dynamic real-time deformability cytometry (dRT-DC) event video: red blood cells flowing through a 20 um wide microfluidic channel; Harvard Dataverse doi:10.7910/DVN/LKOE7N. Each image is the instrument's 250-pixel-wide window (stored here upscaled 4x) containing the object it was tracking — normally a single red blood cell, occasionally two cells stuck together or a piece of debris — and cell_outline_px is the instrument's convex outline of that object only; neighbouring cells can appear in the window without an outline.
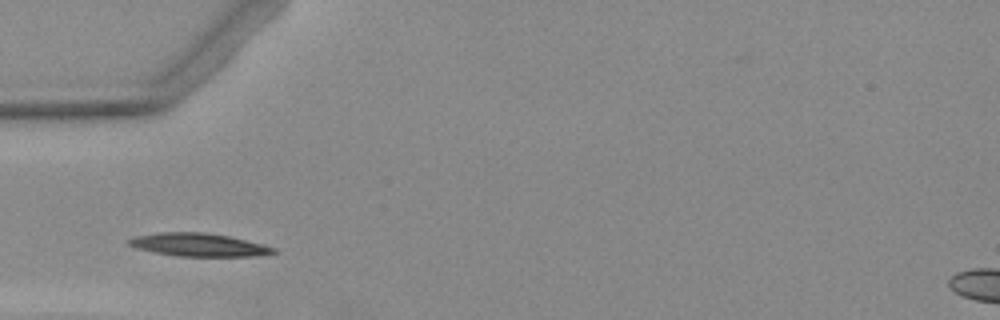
{"species": "Egyptian fruit bat (a non-hibernating species)", "species_latin": "Rousettus aegyptiacus", "temperature_condition": "warm", "stored_images_in_passage": 3, "camera_frame_rate_fps": 3000, "um_per_image_px": 0.085, "animal": {"sex": "female"}, "frame": {"image": 1, "passage_image": 1, "time_ms": 0.0, "image_size_px": [1000, 320], "cell_outline_px": [[280, 252], [260, 256], [176, 256], [152, 252], [136, 248], [124, 244], [128, 240], [136, 236], [156, 232], [204, 232], [228, 236], [276, 248]], "centroid_in_image_um": [16.85, 20.81], "position_along_channel_um": 68.2, "area_um2": 19.59}}
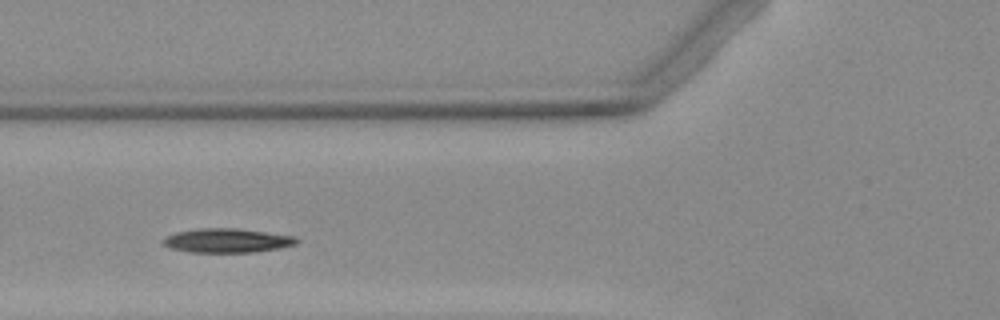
{"frame": {"image": 2, "passage_image": 2, "time_ms": 1.0, "image_size_px": [1000, 320], "cell_outline_px": [[300, 240], [296, 244], [276, 248], [252, 252], [192, 252], [168, 248], [160, 240], [164, 236], [176, 232], [196, 228], [236, 228], [296, 236]], "centroid_in_image_um": [19.25, 20.43], "position_along_channel_um": 106.6, "area_um2": 18.84}}
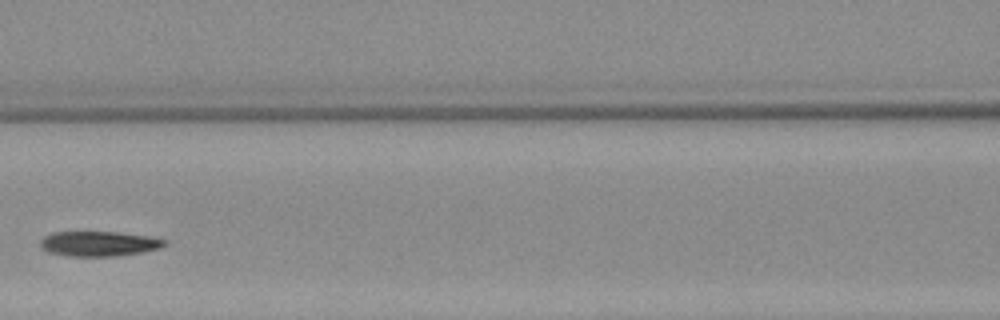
{"frame": {"image": 3, "passage_image": 3, "time_ms": 2.333, "image_size_px": [1000, 320], "cell_outline_px": [[168, 244], [160, 248], [140, 252], [116, 256], [68, 256], [48, 252], [40, 244], [40, 240], [44, 236], [52, 232], [116, 232], [148, 236], [164, 240]], "centroid_in_image_um": [8.39, 20.71], "position_along_channel_um": 158.2, "area_um2": 17.92}}